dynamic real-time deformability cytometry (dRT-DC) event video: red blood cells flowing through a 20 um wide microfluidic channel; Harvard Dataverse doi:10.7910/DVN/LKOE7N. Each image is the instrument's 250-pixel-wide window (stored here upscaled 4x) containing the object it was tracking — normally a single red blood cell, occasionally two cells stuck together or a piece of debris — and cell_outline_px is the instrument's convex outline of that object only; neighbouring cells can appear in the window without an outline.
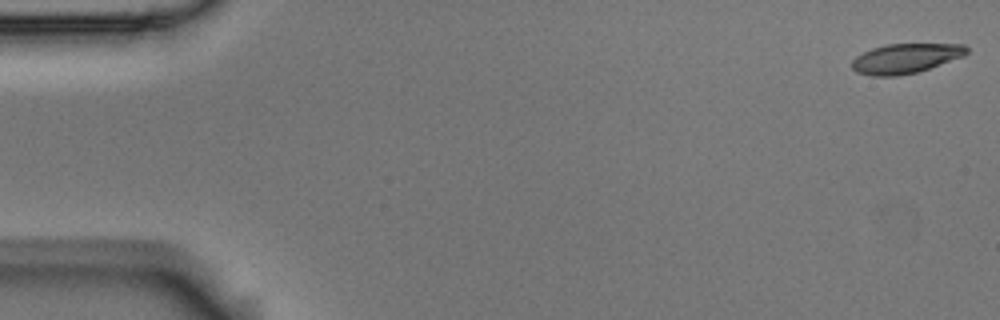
{"species": "Egyptian fruit bat (a non-hibernating species)", "species_latin": "Rousettus aegyptiacus", "temperature_condition": "room temperature", "stored_images_in_passage": 5, "camera_frame_rate_fps": 3000, "um_per_image_px": 0.085, "animal": {"sex": "male"}, "frame": {"image": 1, "passage_image": 1, "time_ms": 0.0, "image_size_px": [1000, 320], "cell_outline_px": [[968, 52], [964, 56], [916, 72], [896, 76], [872, 76], [856, 72], [852, 68], [852, 60], [856, 56], [872, 48], [884, 44], [964, 44], [968, 48]], "centroid_in_image_um": [76.95, 4.96], "position_along_channel_um": 8.0, "area_um2": 19.77}}
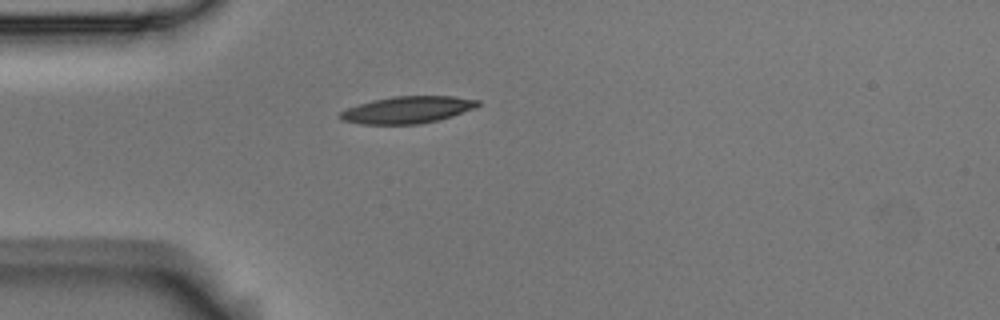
{"frame": {"image": 2, "passage_image": 5, "time_ms": 1.333, "image_size_px": [1000, 320], "cell_outline_px": [[480, 104], [476, 108], [452, 116], [420, 124], [360, 124], [340, 120], [340, 112], [348, 108], [372, 100], [392, 96], [452, 96], [480, 100]], "centroid_in_image_um": [34.65, 9.33], "position_along_channel_um": 50.4, "area_um2": 21.62}}